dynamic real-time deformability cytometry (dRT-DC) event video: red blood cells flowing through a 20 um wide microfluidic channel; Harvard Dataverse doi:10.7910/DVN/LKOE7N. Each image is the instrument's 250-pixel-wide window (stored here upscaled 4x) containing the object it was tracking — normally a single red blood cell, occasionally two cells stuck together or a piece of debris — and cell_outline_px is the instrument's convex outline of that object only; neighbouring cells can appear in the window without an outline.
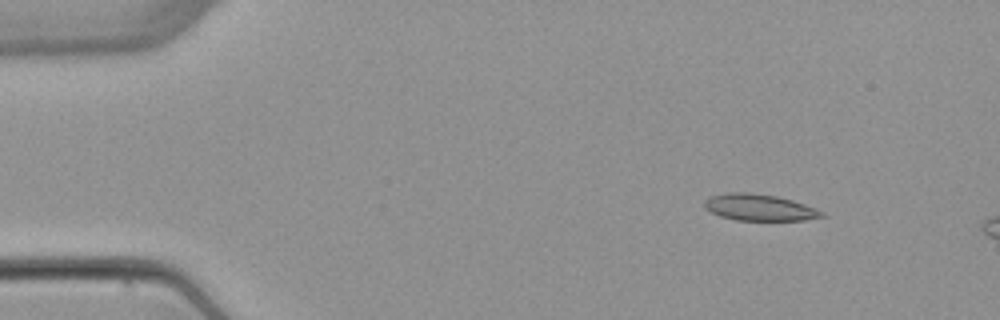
{"species": "common noctule bat (a hibernating species)", "species_latin": "Nyctalus noctula", "temperature_condition": "warm", "stored_images_in_passage": 4, "camera_frame_rate_fps": 3000, "um_per_image_px": 0.085, "animal": {"sex": "female", "body_mass_g": 22.7, "forearm_length_mm": 54.2}, "frame": {"image": 1, "passage_image": 2, "time_ms": 2.0, "image_size_px": [1000, 320], "cell_outline_px": [[824, 216], [804, 220], [736, 220], [720, 216], [704, 208], [704, 200], [712, 196], [724, 192], [752, 192], [776, 196], [792, 200], [816, 208], [824, 212]], "centroid_in_image_um": [64.52, 17.62], "position_along_channel_um": 20.5, "area_um2": 18.15}}